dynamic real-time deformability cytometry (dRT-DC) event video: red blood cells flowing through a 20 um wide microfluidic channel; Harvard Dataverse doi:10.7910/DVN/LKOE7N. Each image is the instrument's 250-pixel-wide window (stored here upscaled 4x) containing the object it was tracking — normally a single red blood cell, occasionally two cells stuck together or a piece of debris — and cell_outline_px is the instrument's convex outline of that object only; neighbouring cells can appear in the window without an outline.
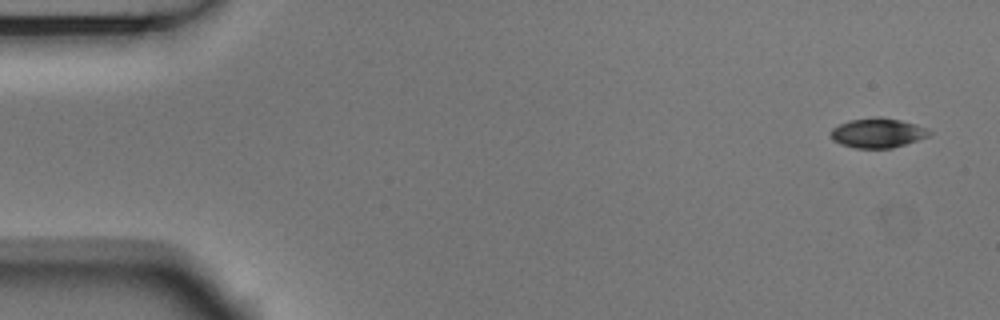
{"species": "Egyptian fruit bat (a non-hibernating species)", "species_latin": "Rousettus aegyptiacus", "temperature_condition": "room temperature", "stored_images_in_passage": 5, "camera_frame_rate_fps": 3000, "um_per_image_px": 0.085, "animal": {"sex": "male"}, "frame": {"image": 1, "passage_image": 1, "time_ms": 0.0, "image_size_px": [1000, 320], "cell_outline_px": [[932, 132], [928, 136], [892, 148], [856, 148], [840, 144], [832, 140], [828, 132], [832, 128], [848, 120], [876, 116], [880, 116], [900, 120], [916, 124], [928, 128]], "centroid_in_image_um": [74.56, 11.28], "position_along_channel_um": 10.4, "area_um2": 17.17}}
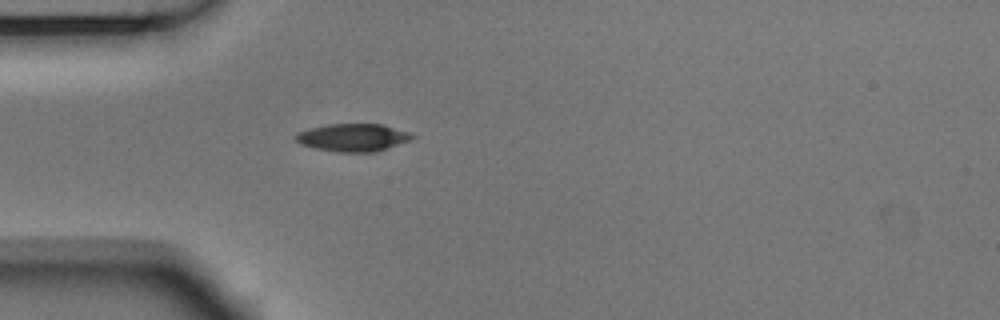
{"frame": {"image": 2, "passage_image": 5, "time_ms": 1.333, "image_size_px": [1000, 320], "cell_outline_px": [[416, 136], [412, 140], [376, 152], [340, 152], [316, 148], [300, 144], [292, 136], [296, 132], [308, 128], [328, 124], [384, 124], [408, 132]], "centroid_in_image_um": [29.99, 11.68], "position_along_channel_um": 55.0, "area_um2": 19.02}}